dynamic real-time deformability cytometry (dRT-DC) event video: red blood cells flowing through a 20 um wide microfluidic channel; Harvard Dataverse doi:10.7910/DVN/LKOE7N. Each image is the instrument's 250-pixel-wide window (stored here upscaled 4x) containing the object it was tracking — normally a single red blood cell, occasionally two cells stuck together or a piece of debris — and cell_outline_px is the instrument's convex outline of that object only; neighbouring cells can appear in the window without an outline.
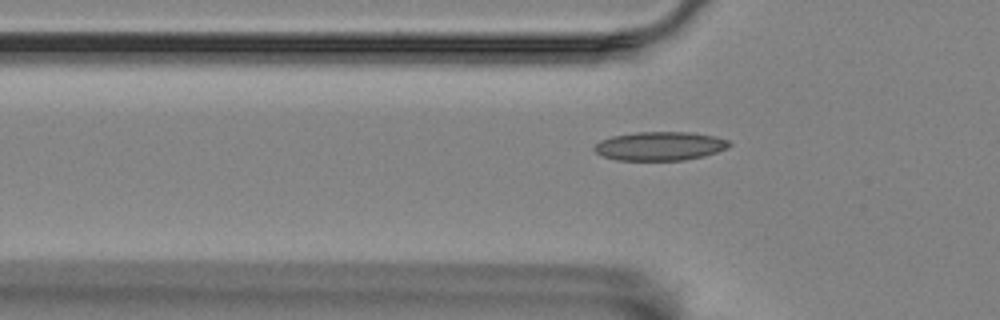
{"species": "Egyptian fruit bat (a non-hibernating species)", "species_latin": "Rousettus aegyptiacus", "temperature_condition": "room temperature", "stored_images_in_passage": 7, "segment_of_instrument_passage": [2, 2], "camera_frame_rate_fps": 3000, "um_per_image_px": 0.085, "animal": {"sex": "female"}, "frame": {"image": 1, "passage_image": 7, "time_ms": 2.0, "image_size_px": [1000, 320], "cell_outline_px": [[732, 144], [728, 148], [704, 156], [684, 160], [616, 160], [604, 156], [596, 152], [592, 148], [600, 140], [612, 136], [636, 132], [692, 132], [716, 136], [728, 140]], "centroid_in_image_um": [56.11, 12.41], "position_along_channel_um": 69.7, "area_um2": 22.72}}